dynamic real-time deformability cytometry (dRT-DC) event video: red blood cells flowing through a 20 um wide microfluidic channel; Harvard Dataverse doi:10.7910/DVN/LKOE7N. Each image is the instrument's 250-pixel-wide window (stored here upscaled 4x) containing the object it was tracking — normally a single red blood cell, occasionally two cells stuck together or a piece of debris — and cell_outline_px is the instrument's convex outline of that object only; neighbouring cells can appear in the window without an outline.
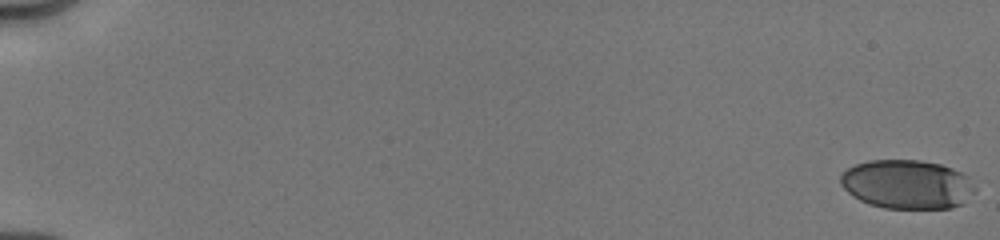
{"species": "human", "species_latin": "Homo sapiens", "temperature_condition": "cold", "stored_images_in_passage": 48, "camera_frame_rate_fps": 3000, "um_per_image_px": 0.085, "donor": {"sex": "male"}, "frame": {"image": 1, "passage_image": 1, "time_ms": 0.0, "image_size_px": [1000, 240], "cell_outline_px": [[968, 180], [964, 204], [952, 208], [884, 208], [868, 204], [852, 196], [840, 184], [840, 176], [848, 168], [856, 164], [868, 160], [920, 160], [940, 164], [952, 168], [968, 176]], "centroid_in_image_um": [76.98, 15.66], "position_along_channel_um": 8.0, "area_um2": 37.63}}
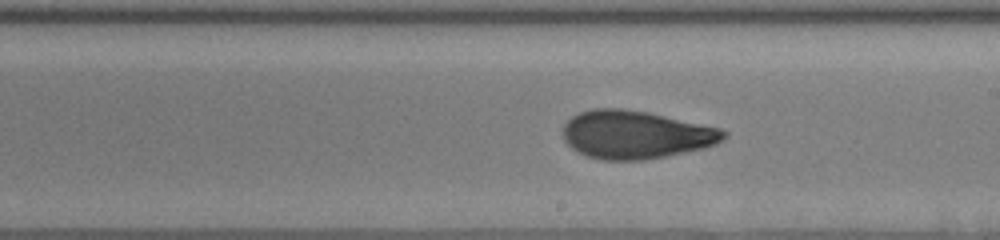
{"frame": {"image": 2, "passage_image": 28, "time_ms": 10.667, "image_size_px": [1000, 240], "cell_outline_px": [[728, 136], [716, 144], [704, 148], [644, 160], [600, 160], [588, 156], [572, 148], [564, 140], [564, 124], [572, 116], [580, 112], [592, 108], [620, 108], [648, 112], [720, 128], [728, 132]], "centroid_in_image_um": [54.04, 11.44], "position_along_channel_um": 235.0, "area_um2": 44.91}}
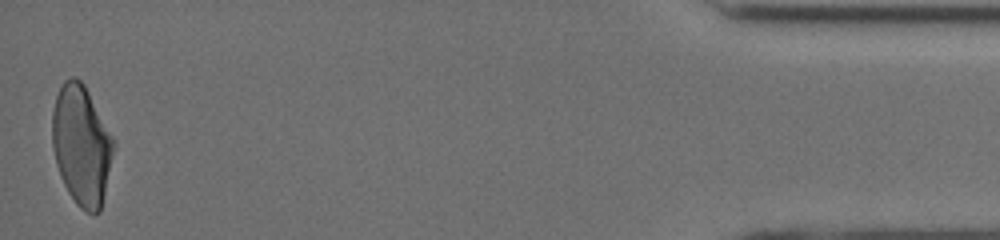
{"frame": {"image": 3, "passage_image": 48, "time_ms": 17.333, "image_size_px": [1000, 240], "cell_outline_px": [[116, 144], [100, 212], [88, 212], [80, 208], [76, 204], [68, 192], [60, 176], [56, 164], [52, 148], [52, 112], [56, 96], [64, 80], [72, 76], [76, 76], [84, 84], [112, 136]], "centroid_in_image_um": [6.92, 12.34], "position_along_channel_um": 428.3, "area_um2": 42.83}, "authors_computed_cell_mechanics": {"area_um2": 42.8009, "velocity_mm_per_s": 4.0296, "shape_relaxation_time_tau1_ms": 5.2496, "shape_relaxation_time_tau2_ms": 1.3648, "deformation_change_tau1": 0.1852, "deformation_change_tau2": 0.0752}}